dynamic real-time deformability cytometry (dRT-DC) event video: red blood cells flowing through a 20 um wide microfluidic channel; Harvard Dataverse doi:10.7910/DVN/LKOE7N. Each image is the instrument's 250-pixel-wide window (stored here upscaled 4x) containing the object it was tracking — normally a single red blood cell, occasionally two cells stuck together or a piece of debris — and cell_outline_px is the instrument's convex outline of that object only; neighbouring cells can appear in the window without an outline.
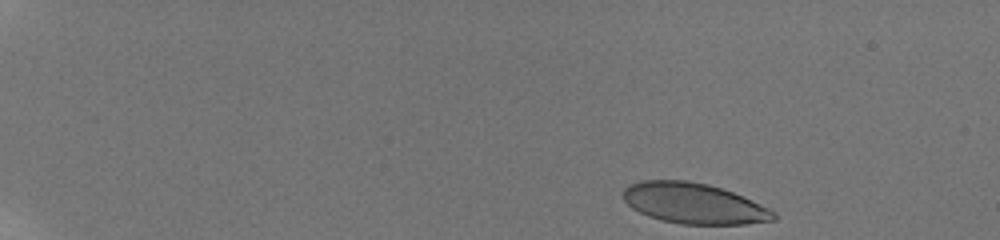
{"species": "human", "species_latin": "Homo sapiens", "temperature_condition": "room temperature", "stored_images_in_passage": 49, "camera_frame_rate_fps": 3000, "um_per_image_px": 0.085, "donor": {"sex": "male"}, "frame": {"image": 1, "passage_image": 1, "time_ms": 0.0, "image_size_px": [1000, 240], "cell_outline_px": [[776, 220], [744, 224], [680, 224], [660, 220], [648, 216], [632, 208], [624, 200], [624, 188], [628, 184], [644, 180], [688, 180], [708, 184], [732, 192], [752, 200], [776, 212]], "centroid_in_image_um": [58.97, 17.29], "position_along_channel_um": 26.0, "area_um2": 35.6}}
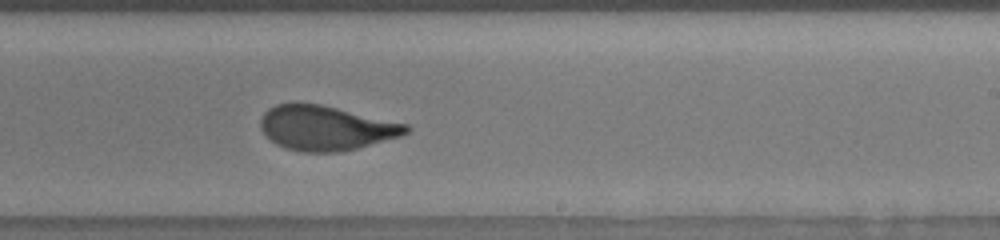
{"frame": {"image": 2, "passage_image": 31, "time_ms": 10.0, "image_size_px": [1000, 240], "cell_outline_px": [[412, 128], [408, 132], [400, 136], [356, 148], [340, 152], [300, 152], [284, 148], [276, 144], [260, 128], [260, 120], [264, 112], [268, 108], [276, 104], [320, 104], [408, 124]], "centroid_in_image_um": [27.69, 10.89], "position_along_channel_um": 261.3, "area_um2": 37.57}}
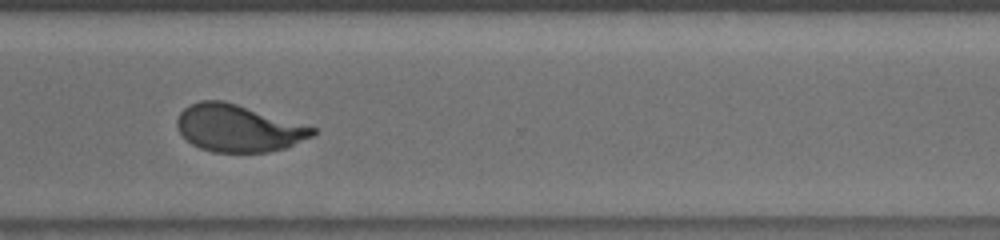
{"frame": {"image": 3, "passage_image": 38, "time_ms": 12.333, "image_size_px": [1000, 240], "cell_outline_px": [[316, 132], [312, 136], [284, 148], [268, 152], [212, 152], [200, 148], [192, 144], [180, 132], [176, 124], [176, 120], [180, 112], [184, 108], [200, 100], [224, 100], [316, 128]], "centroid_in_image_um": [20.22, 10.89], "position_along_channel_um": 350.4, "area_um2": 36.88}, "authors_computed_cell_mechanics": {"area_um2": 38.0902, "velocity_mm_per_s": 3.816, "shape_relaxation_time_tau1_ms": 4.3547, "shape_relaxation_time_tau2_ms": null, "deformation_change_tau1": 0.1853, "deformation_change_tau2": null}}